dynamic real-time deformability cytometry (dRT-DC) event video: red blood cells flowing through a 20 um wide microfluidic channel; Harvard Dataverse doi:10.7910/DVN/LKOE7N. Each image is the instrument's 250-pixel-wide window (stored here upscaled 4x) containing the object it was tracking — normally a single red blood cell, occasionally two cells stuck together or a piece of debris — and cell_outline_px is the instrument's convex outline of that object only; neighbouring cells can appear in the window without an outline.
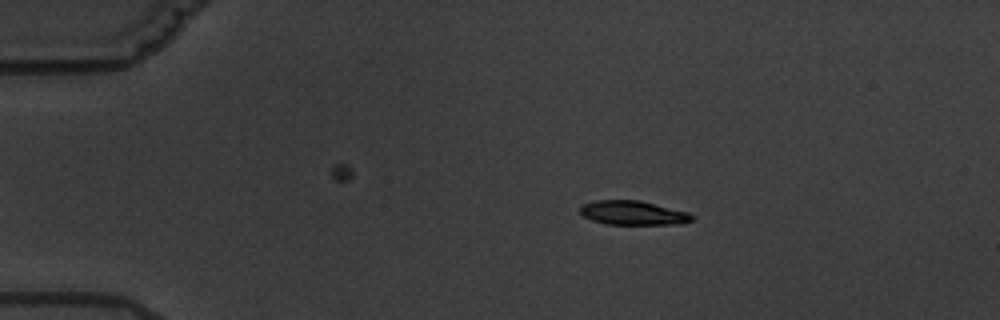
{"species": "common noctule bat (a hibernating species)", "species_latin": "Nyctalus noctula", "temperature_condition": "warm", "stored_images_in_passage": 3, "camera_frame_rate_fps": 3000, "um_per_image_px": 0.085, "animal": {"sex": "male", "body_mass_g": 19.5, "forearm_length_mm": 54.6}, "frame": {"image": 1, "passage_image": 1, "time_ms": 0.0, "image_size_px": [1000, 320], "cell_outline_px": [[692, 220], [680, 224], [608, 224], [592, 220], [584, 216], [580, 212], [580, 208], [584, 204], [596, 200], [640, 200], [688, 212], [692, 216]], "centroid_in_image_um": [53.8, 18.09], "position_along_channel_um": 31.2, "area_um2": 15.55}}